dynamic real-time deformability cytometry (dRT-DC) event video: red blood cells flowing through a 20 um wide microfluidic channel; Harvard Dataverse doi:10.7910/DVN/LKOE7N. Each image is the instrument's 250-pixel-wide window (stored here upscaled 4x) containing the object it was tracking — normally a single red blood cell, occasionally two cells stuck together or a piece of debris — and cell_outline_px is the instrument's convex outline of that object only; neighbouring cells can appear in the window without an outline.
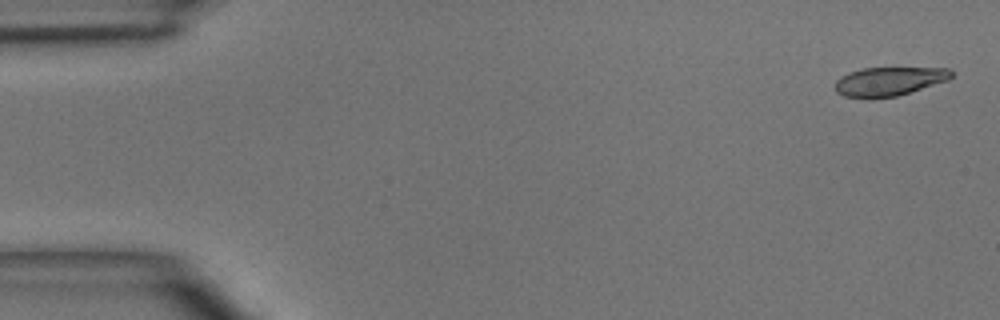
{"species": "common noctule bat (a hibernating species)", "species_latin": "Nyctalus noctula", "temperature_condition": "room temperature", "stored_images_in_passage": 5, "camera_frame_rate_fps": 3000, "um_per_image_px": 0.085, "animal": {"sex": "male", "body_mass_g": 15.6}, "frame": {"image": 1, "passage_image": 1, "time_ms": 0.0, "image_size_px": [1000, 320], "cell_outline_px": [[952, 76], [948, 80], [896, 96], [844, 96], [836, 92], [836, 80], [840, 76], [848, 72], [860, 68], [948, 68], [952, 72]], "centroid_in_image_um": [75.56, 6.88], "position_along_channel_um": 9.4, "area_um2": 18.96}}
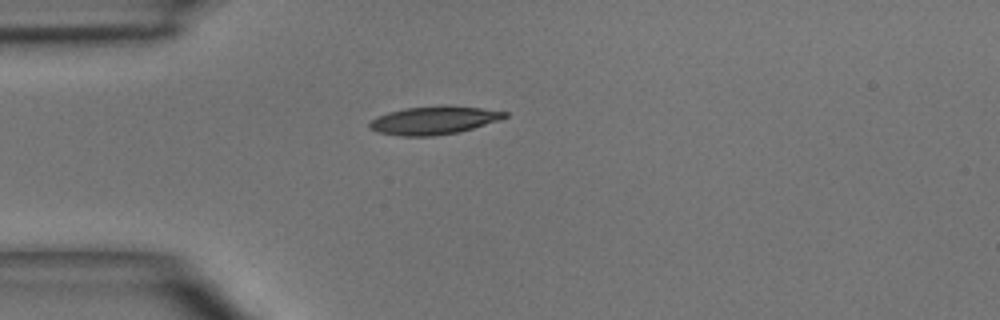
{"frame": {"image": 2, "passage_image": 4, "time_ms": 3.667, "image_size_px": [1000, 320], "cell_outline_px": [[508, 116], [500, 120], [460, 132], [432, 136], [404, 136], [376, 132], [368, 128], [368, 124], [376, 116], [388, 112], [404, 108], [480, 108], [508, 112]], "centroid_in_image_um": [36.83, 10.27], "position_along_channel_um": 48.2, "area_um2": 21.39}}